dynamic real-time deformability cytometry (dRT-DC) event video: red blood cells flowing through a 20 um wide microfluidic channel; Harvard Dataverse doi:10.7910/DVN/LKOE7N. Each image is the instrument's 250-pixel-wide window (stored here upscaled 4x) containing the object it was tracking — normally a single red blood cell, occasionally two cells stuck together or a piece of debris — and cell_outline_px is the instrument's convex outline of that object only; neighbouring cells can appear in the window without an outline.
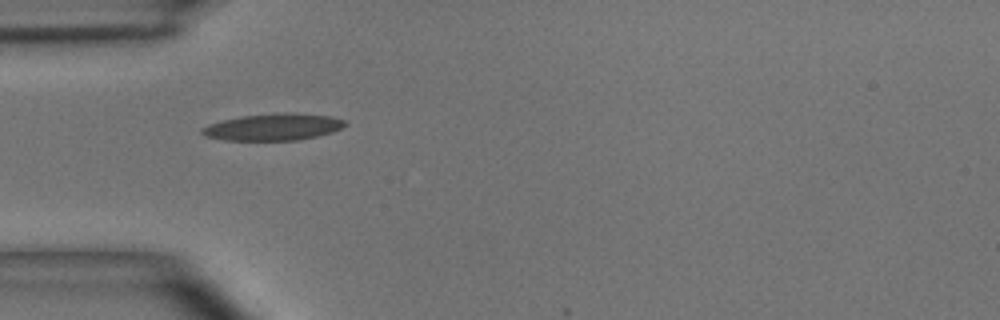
{"species": "common noctule bat (a hibernating species)", "species_latin": "Nyctalus noctula", "temperature_condition": "room temperature", "stored_images_in_passage": 3, "camera_frame_rate_fps": 3000, "um_per_image_px": 0.085, "animal": {"sex": "male", "body_mass_g": 15.6}, "frame": {"image": 1, "passage_image": 1, "time_ms": 0.0, "image_size_px": [1000, 320], "cell_outline_px": [[348, 124], [332, 132], [300, 140], [224, 140], [204, 136], [200, 132], [200, 128], [208, 124], [240, 116], [284, 112], [292, 112], [332, 116], [344, 120]], "centroid_in_image_um": [23.22, 10.79], "position_along_channel_um": 61.8, "area_um2": 22.48}}